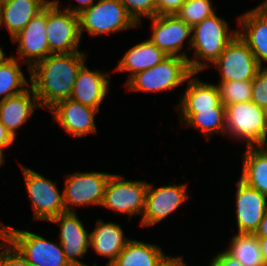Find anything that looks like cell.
<instances>
[{
  "label": "cell",
  "instance_id": "obj_42",
  "mask_svg": "<svg viewBox=\"0 0 267 266\" xmlns=\"http://www.w3.org/2000/svg\"><path fill=\"white\" fill-rule=\"evenodd\" d=\"M255 9L267 12V0L262 1L258 6L255 7Z\"/></svg>",
  "mask_w": 267,
  "mask_h": 266
},
{
  "label": "cell",
  "instance_id": "obj_12",
  "mask_svg": "<svg viewBox=\"0 0 267 266\" xmlns=\"http://www.w3.org/2000/svg\"><path fill=\"white\" fill-rule=\"evenodd\" d=\"M219 82L253 81L261 65L248 45L237 35L213 62Z\"/></svg>",
  "mask_w": 267,
  "mask_h": 266
},
{
  "label": "cell",
  "instance_id": "obj_46",
  "mask_svg": "<svg viewBox=\"0 0 267 266\" xmlns=\"http://www.w3.org/2000/svg\"><path fill=\"white\" fill-rule=\"evenodd\" d=\"M3 154H5V153H3V152L0 151V166H2V165L5 163V162H4V161H5V160H4L5 157H4Z\"/></svg>",
  "mask_w": 267,
  "mask_h": 266
},
{
  "label": "cell",
  "instance_id": "obj_20",
  "mask_svg": "<svg viewBox=\"0 0 267 266\" xmlns=\"http://www.w3.org/2000/svg\"><path fill=\"white\" fill-rule=\"evenodd\" d=\"M38 109L41 107L30 85L23 92L0 101V121L16 139L17 130L30 120Z\"/></svg>",
  "mask_w": 267,
  "mask_h": 266
},
{
  "label": "cell",
  "instance_id": "obj_44",
  "mask_svg": "<svg viewBox=\"0 0 267 266\" xmlns=\"http://www.w3.org/2000/svg\"><path fill=\"white\" fill-rule=\"evenodd\" d=\"M163 266H176V256H172Z\"/></svg>",
  "mask_w": 267,
  "mask_h": 266
},
{
  "label": "cell",
  "instance_id": "obj_34",
  "mask_svg": "<svg viewBox=\"0 0 267 266\" xmlns=\"http://www.w3.org/2000/svg\"><path fill=\"white\" fill-rule=\"evenodd\" d=\"M5 244L0 251V266H32L8 240Z\"/></svg>",
  "mask_w": 267,
  "mask_h": 266
},
{
  "label": "cell",
  "instance_id": "obj_11",
  "mask_svg": "<svg viewBox=\"0 0 267 266\" xmlns=\"http://www.w3.org/2000/svg\"><path fill=\"white\" fill-rule=\"evenodd\" d=\"M187 187V182L159 187H154L152 183H148L140 225L153 227L165 220L170 214L175 213L191 197Z\"/></svg>",
  "mask_w": 267,
  "mask_h": 266
},
{
  "label": "cell",
  "instance_id": "obj_2",
  "mask_svg": "<svg viewBox=\"0 0 267 266\" xmlns=\"http://www.w3.org/2000/svg\"><path fill=\"white\" fill-rule=\"evenodd\" d=\"M237 35L238 30H231L225 18L216 13L193 26L190 50L193 49V55L188 58L190 70L200 73L208 69Z\"/></svg>",
  "mask_w": 267,
  "mask_h": 266
},
{
  "label": "cell",
  "instance_id": "obj_28",
  "mask_svg": "<svg viewBox=\"0 0 267 266\" xmlns=\"http://www.w3.org/2000/svg\"><path fill=\"white\" fill-rule=\"evenodd\" d=\"M224 250L242 266H267L262 258L258 238L254 234H234Z\"/></svg>",
  "mask_w": 267,
  "mask_h": 266
},
{
  "label": "cell",
  "instance_id": "obj_45",
  "mask_svg": "<svg viewBox=\"0 0 267 266\" xmlns=\"http://www.w3.org/2000/svg\"><path fill=\"white\" fill-rule=\"evenodd\" d=\"M9 56L6 55V53L3 51L2 47L0 46V64Z\"/></svg>",
  "mask_w": 267,
  "mask_h": 266
},
{
  "label": "cell",
  "instance_id": "obj_3",
  "mask_svg": "<svg viewBox=\"0 0 267 266\" xmlns=\"http://www.w3.org/2000/svg\"><path fill=\"white\" fill-rule=\"evenodd\" d=\"M78 19L81 38L86 31L91 37H101L138 28V24L128 14L120 0H98L81 11Z\"/></svg>",
  "mask_w": 267,
  "mask_h": 266
},
{
  "label": "cell",
  "instance_id": "obj_21",
  "mask_svg": "<svg viewBox=\"0 0 267 266\" xmlns=\"http://www.w3.org/2000/svg\"><path fill=\"white\" fill-rule=\"evenodd\" d=\"M197 74L193 72L186 80V88L176 104V112H199L214 109L221 103L217 85L198 79Z\"/></svg>",
  "mask_w": 267,
  "mask_h": 266
},
{
  "label": "cell",
  "instance_id": "obj_10",
  "mask_svg": "<svg viewBox=\"0 0 267 266\" xmlns=\"http://www.w3.org/2000/svg\"><path fill=\"white\" fill-rule=\"evenodd\" d=\"M112 173L74 172L64 177L63 201L66 211H75L74 206H101L106 183Z\"/></svg>",
  "mask_w": 267,
  "mask_h": 266
},
{
  "label": "cell",
  "instance_id": "obj_35",
  "mask_svg": "<svg viewBox=\"0 0 267 266\" xmlns=\"http://www.w3.org/2000/svg\"><path fill=\"white\" fill-rule=\"evenodd\" d=\"M185 0H156V16L176 14Z\"/></svg>",
  "mask_w": 267,
  "mask_h": 266
},
{
  "label": "cell",
  "instance_id": "obj_32",
  "mask_svg": "<svg viewBox=\"0 0 267 266\" xmlns=\"http://www.w3.org/2000/svg\"><path fill=\"white\" fill-rule=\"evenodd\" d=\"M128 14L141 26L142 19L156 16V0H120Z\"/></svg>",
  "mask_w": 267,
  "mask_h": 266
},
{
  "label": "cell",
  "instance_id": "obj_33",
  "mask_svg": "<svg viewBox=\"0 0 267 266\" xmlns=\"http://www.w3.org/2000/svg\"><path fill=\"white\" fill-rule=\"evenodd\" d=\"M251 101L267 111V66H261L252 81Z\"/></svg>",
  "mask_w": 267,
  "mask_h": 266
},
{
  "label": "cell",
  "instance_id": "obj_40",
  "mask_svg": "<svg viewBox=\"0 0 267 266\" xmlns=\"http://www.w3.org/2000/svg\"><path fill=\"white\" fill-rule=\"evenodd\" d=\"M8 237V225L4 224V222L0 223V250L4 243L7 242Z\"/></svg>",
  "mask_w": 267,
  "mask_h": 266
},
{
  "label": "cell",
  "instance_id": "obj_38",
  "mask_svg": "<svg viewBox=\"0 0 267 266\" xmlns=\"http://www.w3.org/2000/svg\"><path fill=\"white\" fill-rule=\"evenodd\" d=\"M78 2L77 5H67L66 6H63L65 8L62 7L63 10H66V11H70L72 13H75V14H79L81 11H83L84 9L86 8H89L90 6H92L94 3H95V0H75ZM71 6V7H70Z\"/></svg>",
  "mask_w": 267,
  "mask_h": 266
},
{
  "label": "cell",
  "instance_id": "obj_39",
  "mask_svg": "<svg viewBox=\"0 0 267 266\" xmlns=\"http://www.w3.org/2000/svg\"><path fill=\"white\" fill-rule=\"evenodd\" d=\"M254 235L257 238H266L267 237V211L262 218L258 229L255 231Z\"/></svg>",
  "mask_w": 267,
  "mask_h": 266
},
{
  "label": "cell",
  "instance_id": "obj_25",
  "mask_svg": "<svg viewBox=\"0 0 267 266\" xmlns=\"http://www.w3.org/2000/svg\"><path fill=\"white\" fill-rule=\"evenodd\" d=\"M171 257L158 244L131 238L110 266H163Z\"/></svg>",
  "mask_w": 267,
  "mask_h": 266
},
{
  "label": "cell",
  "instance_id": "obj_22",
  "mask_svg": "<svg viewBox=\"0 0 267 266\" xmlns=\"http://www.w3.org/2000/svg\"><path fill=\"white\" fill-rule=\"evenodd\" d=\"M124 234L120 224L99 218L96 220V226L90 232V249L109 259L105 266H110L115 261L130 240Z\"/></svg>",
  "mask_w": 267,
  "mask_h": 266
},
{
  "label": "cell",
  "instance_id": "obj_43",
  "mask_svg": "<svg viewBox=\"0 0 267 266\" xmlns=\"http://www.w3.org/2000/svg\"><path fill=\"white\" fill-rule=\"evenodd\" d=\"M185 262L186 261H184L183 256H176V266H188V264H186Z\"/></svg>",
  "mask_w": 267,
  "mask_h": 266
},
{
  "label": "cell",
  "instance_id": "obj_31",
  "mask_svg": "<svg viewBox=\"0 0 267 266\" xmlns=\"http://www.w3.org/2000/svg\"><path fill=\"white\" fill-rule=\"evenodd\" d=\"M221 103L228 105L251 101L252 81H227L216 83Z\"/></svg>",
  "mask_w": 267,
  "mask_h": 266
},
{
  "label": "cell",
  "instance_id": "obj_26",
  "mask_svg": "<svg viewBox=\"0 0 267 266\" xmlns=\"http://www.w3.org/2000/svg\"><path fill=\"white\" fill-rule=\"evenodd\" d=\"M177 113L183 127L196 129L207 140L214 134L226 135V107L222 103L214 109Z\"/></svg>",
  "mask_w": 267,
  "mask_h": 266
},
{
  "label": "cell",
  "instance_id": "obj_41",
  "mask_svg": "<svg viewBox=\"0 0 267 266\" xmlns=\"http://www.w3.org/2000/svg\"><path fill=\"white\" fill-rule=\"evenodd\" d=\"M261 254L264 262L267 265V237L266 238H258Z\"/></svg>",
  "mask_w": 267,
  "mask_h": 266
},
{
  "label": "cell",
  "instance_id": "obj_27",
  "mask_svg": "<svg viewBox=\"0 0 267 266\" xmlns=\"http://www.w3.org/2000/svg\"><path fill=\"white\" fill-rule=\"evenodd\" d=\"M242 154L239 178L267 196V151L262 146L246 147Z\"/></svg>",
  "mask_w": 267,
  "mask_h": 266
},
{
  "label": "cell",
  "instance_id": "obj_29",
  "mask_svg": "<svg viewBox=\"0 0 267 266\" xmlns=\"http://www.w3.org/2000/svg\"><path fill=\"white\" fill-rule=\"evenodd\" d=\"M21 63L10 55L0 64V101L23 92L31 85L22 72Z\"/></svg>",
  "mask_w": 267,
  "mask_h": 266
},
{
  "label": "cell",
  "instance_id": "obj_47",
  "mask_svg": "<svg viewBox=\"0 0 267 266\" xmlns=\"http://www.w3.org/2000/svg\"><path fill=\"white\" fill-rule=\"evenodd\" d=\"M262 147L267 151V139L265 140V142H264Z\"/></svg>",
  "mask_w": 267,
  "mask_h": 266
},
{
  "label": "cell",
  "instance_id": "obj_30",
  "mask_svg": "<svg viewBox=\"0 0 267 266\" xmlns=\"http://www.w3.org/2000/svg\"><path fill=\"white\" fill-rule=\"evenodd\" d=\"M214 13L213 0H185L175 15L192 28Z\"/></svg>",
  "mask_w": 267,
  "mask_h": 266
},
{
  "label": "cell",
  "instance_id": "obj_5",
  "mask_svg": "<svg viewBox=\"0 0 267 266\" xmlns=\"http://www.w3.org/2000/svg\"><path fill=\"white\" fill-rule=\"evenodd\" d=\"M192 73L187 59L168 56L152 68L136 73L124 85L128 91L168 92L186 84Z\"/></svg>",
  "mask_w": 267,
  "mask_h": 266
},
{
  "label": "cell",
  "instance_id": "obj_9",
  "mask_svg": "<svg viewBox=\"0 0 267 266\" xmlns=\"http://www.w3.org/2000/svg\"><path fill=\"white\" fill-rule=\"evenodd\" d=\"M7 240L32 266H71L59 242L12 226H8Z\"/></svg>",
  "mask_w": 267,
  "mask_h": 266
},
{
  "label": "cell",
  "instance_id": "obj_18",
  "mask_svg": "<svg viewBox=\"0 0 267 266\" xmlns=\"http://www.w3.org/2000/svg\"><path fill=\"white\" fill-rule=\"evenodd\" d=\"M109 74L96 68L91 70L85 63L78 71L70 98L100 111V106L110 90Z\"/></svg>",
  "mask_w": 267,
  "mask_h": 266
},
{
  "label": "cell",
  "instance_id": "obj_4",
  "mask_svg": "<svg viewBox=\"0 0 267 266\" xmlns=\"http://www.w3.org/2000/svg\"><path fill=\"white\" fill-rule=\"evenodd\" d=\"M226 135L246 142V147L263 146L267 139V111L252 101L228 105Z\"/></svg>",
  "mask_w": 267,
  "mask_h": 266
},
{
  "label": "cell",
  "instance_id": "obj_14",
  "mask_svg": "<svg viewBox=\"0 0 267 266\" xmlns=\"http://www.w3.org/2000/svg\"><path fill=\"white\" fill-rule=\"evenodd\" d=\"M60 226L58 234L66 259L71 266H89L79 260L90 248V232L84 227L76 211H65L49 221ZM91 266H97V263Z\"/></svg>",
  "mask_w": 267,
  "mask_h": 266
},
{
  "label": "cell",
  "instance_id": "obj_6",
  "mask_svg": "<svg viewBox=\"0 0 267 266\" xmlns=\"http://www.w3.org/2000/svg\"><path fill=\"white\" fill-rule=\"evenodd\" d=\"M60 0L46 6V33L50 54L80 52L82 40L78 14L61 9Z\"/></svg>",
  "mask_w": 267,
  "mask_h": 266
},
{
  "label": "cell",
  "instance_id": "obj_17",
  "mask_svg": "<svg viewBox=\"0 0 267 266\" xmlns=\"http://www.w3.org/2000/svg\"><path fill=\"white\" fill-rule=\"evenodd\" d=\"M235 220L237 233L254 234L267 211V196L247 185L236 182Z\"/></svg>",
  "mask_w": 267,
  "mask_h": 266
},
{
  "label": "cell",
  "instance_id": "obj_36",
  "mask_svg": "<svg viewBox=\"0 0 267 266\" xmlns=\"http://www.w3.org/2000/svg\"><path fill=\"white\" fill-rule=\"evenodd\" d=\"M209 266H242L241 263L230 256L225 250L218 252L208 264Z\"/></svg>",
  "mask_w": 267,
  "mask_h": 266
},
{
  "label": "cell",
  "instance_id": "obj_37",
  "mask_svg": "<svg viewBox=\"0 0 267 266\" xmlns=\"http://www.w3.org/2000/svg\"><path fill=\"white\" fill-rule=\"evenodd\" d=\"M15 141L16 139L9 133L0 121V151L4 153V150L11 147Z\"/></svg>",
  "mask_w": 267,
  "mask_h": 266
},
{
  "label": "cell",
  "instance_id": "obj_1",
  "mask_svg": "<svg viewBox=\"0 0 267 266\" xmlns=\"http://www.w3.org/2000/svg\"><path fill=\"white\" fill-rule=\"evenodd\" d=\"M87 56L85 51L50 54L30 69V83L41 109L49 110L71 97L78 71Z\"/></svg>",
  "mask_w": 267,
  "mask_h": 266
},
{
  "label": "cell",
  "instance_id": "obj_7",
  "mask_svg": "<svg viewBox=\"0 0 267 266\" xmlns=\"http://www.w3.org/2000/svg\"><path fill=\"white\" fill-rule=\"evenodd\" d=\"M148 182L143 180H126L120 174H111L104 191L101 207L110 209L116 214L129 216H142Z\"/></svg>",
  "mask_w": 267,
  "mask_h": 266
},
{
  "label": "cell",
  "instance_id": "obj_15",
  "mask_svg": "<svg viewBox=\"0 0 267 266\" xmlns=\"http://www.w3.org/2000/svg\"><path fill=\"white\" fill-rule=\"evenodd\" d=\"M46 7L34 16L25 28L19 32L12 42L18 44L14 58L27 65L30 80V69L49 55L46 33Z\"/></svg>",
  "mask_w": 267,
  "mask_h": 266
},
{
  "label": "cell",
  "instance_id": "obj_13",
  "mask_svg": "<svg viewBox=\"0 0 267 266\" xmlns=\"http://www.w3.org/2000/svg\"><path fill=\"white\" fill-rule=\"evenodd\" d=\"M152 22L151 35L149 40L168 56H179L184 59L191 50L192 28L175 14L157 15L149 18ZM187 41L189 48H184Z\"/></svg>",
  "mask_w": 267,
  "mask_h": 266
},
{
  "label": "cell",
  "instance_id": "obj_24",
  "mask_svg": "<svg viewBox=\"0 0 267 266\" xmlns=\"http://www.w3.org/2000/svg\"><path fill=\"white\" fill-rule=\"evenodd\" d=\"M167 57L168 55L157 48L149 39H146L130 47L122 59H119L113 72L130 73L127 76V82L136 73L152 68Z\"/></svg>",
  "mask_w": 267,
  "mask_h": 266
},
{
  "label": "cell",
  "instance_id": "obj_8",
  "mask_svg": "<svg viewBox=\"0 0 267 266\" xmlns=\"http://www.w3.org/2000/svg\"><path fill=\"white\" fill-rule=\"evenodd\" d=\"M21 170L25 181L33 209L34 220L50 221L60 213L65 212L63 191L60 192L57 181H52L42 174L21 164Z\"/></svg>",
  "mask_w": 267,
  "mask_h": 266
},
{
  "label": "cell",
  "instance_id": "obj_16",
  "mask_svg": "<svg viewBox=\"0 0 267 266\" xmlns=\"http://www.w3.org/2000/svg\"><path fill=\"white\" fill-rule=\"evenodd\" d=\"M49 111L53 120L70 136L81 138L97 132L95 116L99 113L98 109L69 98L59 101Z\"/></svg>",
  "mask_w": 267,
  "mask_h": 266
},
{
  "label": "cell",
  "instance_id": "obj_19",
  "mask_svg": "<svg viewBox=\"0 0 267 266\" xmlns=\"http://www.w3.org/2000/svg\"><path fill=\"white\" fill-rule=\"evenodd\" d=\"M237 19L238 36L248 45L261 66L267 64V12L252 8Z\"/></svg>",
  "mask_w": 267,
  "mask_h": 266
},
{
  "label": "cell",
  "instance_id": "obj_23",
  "mask_svg": "<svg viewBox=\"0 0 267 266\" xmlns=\"http://www.w3.org/2000/svg\"><path fill=\"white\" fill-rule=\"evenodd\" d=\"M51 0H0V30L7 28L14 38Z\"/></svg>",
  "mask_w": 267,
  "mask_h": 266
}]
</instances>
